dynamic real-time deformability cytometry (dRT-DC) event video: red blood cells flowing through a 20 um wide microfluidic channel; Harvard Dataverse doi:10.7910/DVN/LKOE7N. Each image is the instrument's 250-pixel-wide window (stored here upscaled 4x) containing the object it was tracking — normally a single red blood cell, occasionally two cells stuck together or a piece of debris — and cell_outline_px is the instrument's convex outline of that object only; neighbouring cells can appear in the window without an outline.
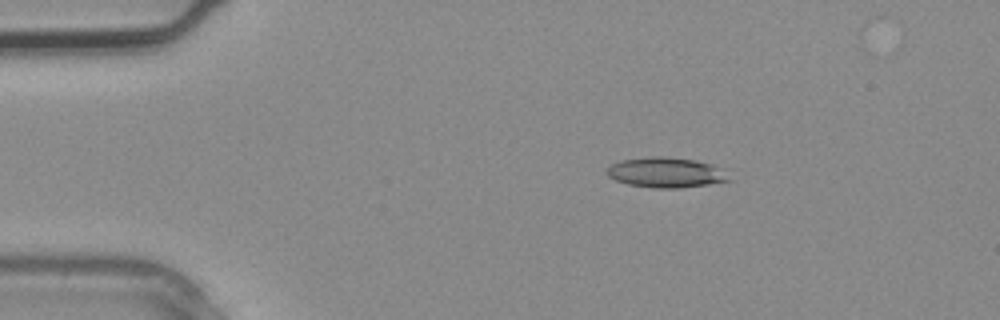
{"species": "common noctule bat (a hibernating species)", "species_latin": "Nyctalus noctula", "temperature_condition": "warm", "stored_images_in_passage": 1, "camera_frame_rate_fps": 3000, "um_per_image_px": 0.085, "animal": {"sex": "male", "body_mass_g": 20.4}, "frame": {"image": 1, "passage_image": 1, "time_ms": 0.0, "image_size_px": [1000, 320], "cell_outline_px": [[732, 180], [708, 184], [680, 188], [652, 188], [628, 184], [616, 180], [608, 176], [604, 172], [612, 164], [624, 160], [652, 156], [660, 156], [692, 160], [712, 164], [720, 168]], "centroid_in_image_um": [56.59, 14.67], "position_along_channel_um": 28.4, "area_um2": 21.21}}